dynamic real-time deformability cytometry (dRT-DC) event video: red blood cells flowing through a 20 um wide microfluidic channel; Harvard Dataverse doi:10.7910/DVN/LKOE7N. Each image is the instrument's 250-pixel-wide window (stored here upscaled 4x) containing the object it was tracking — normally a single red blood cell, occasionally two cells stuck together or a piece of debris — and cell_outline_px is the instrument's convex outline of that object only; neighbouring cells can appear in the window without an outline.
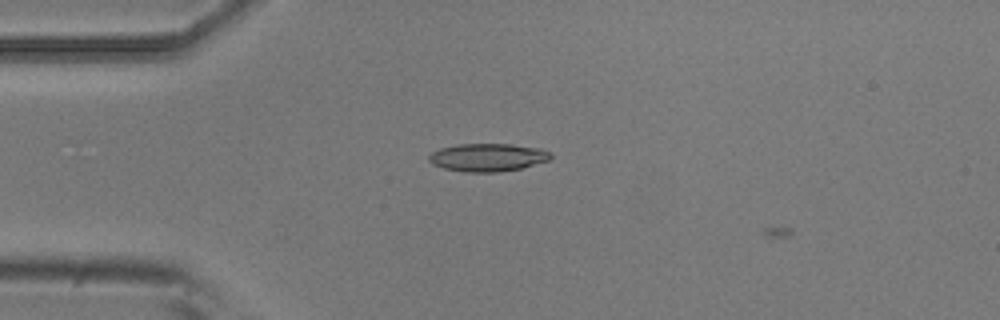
{"species": "common noctule bat (a hibernating species)", "species_latin": "Nyctalus noctula", "temperature_condition": "room temperature", "stored_images_in_passage": 4, "camera_frame_rate_fps": 3000, "um_per_image_px": 0.085, "animal": {"sex": "male", "body_mass_g": 20.5, "forearm_length_mm": 52.5}, "frame": {"image": 1, "passage_image": 3, "time_ms": 0.667, "image_size_px": [1000, 320], "cell_outline_px": [[552, 156], [548, 160], [520, 168], [496, 172], [464, 172], [444, 168], [432, 164], [428, 160], [428, 156], [432, 152], [440, 148], [456, 144], [512, 144], [540, 148], [552, 152]], "centroid_in_image_um": [41.44, 13.37], "position_along_channel_um": 43.6, "area_um2": 19.83}}